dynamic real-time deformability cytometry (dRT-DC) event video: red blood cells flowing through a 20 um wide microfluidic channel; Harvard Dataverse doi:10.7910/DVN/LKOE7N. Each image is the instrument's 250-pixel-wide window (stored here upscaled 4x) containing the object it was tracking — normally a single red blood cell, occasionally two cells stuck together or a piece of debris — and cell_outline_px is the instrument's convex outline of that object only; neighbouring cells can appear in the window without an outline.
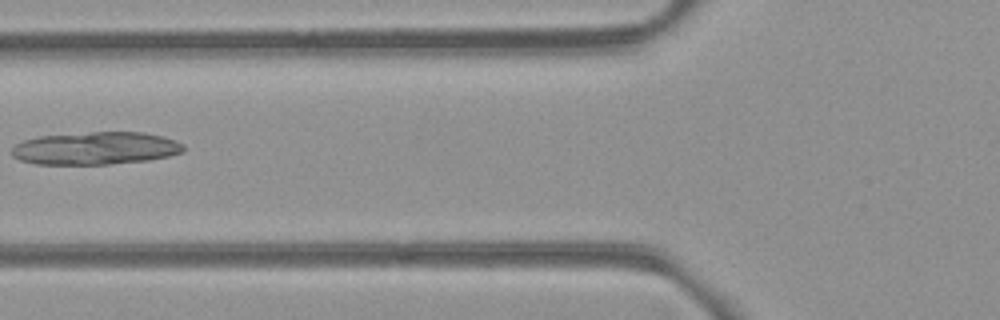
{"species": "common noctule bat (a hibernating species)", "species_latin": "Nyctalus noctula", "temperature_condition": "room temperature", "stored_images_in_passage": 6, "camera_frame_rate_fps": 3000, "um_per_image_px": 0.085, "animal": {"sex": "female", "body_mass_g": 21.9}, "frame": {"image": 1, "passage_image": 6, "time_ms": 6.667, "image_size_px": [1000, 320], "cell_outline_px": [[184, 152], [168, 156], [148, 160], [108, 164], [36, 164], [20, 160], [12, 156], [12, 148], [16, 144], [24, 140], [40, 136], [92, 132], [144, 132], [164, 136], [176, 140], [184, 144]], "centroid_in_image_um": [8.16, 12.6], "position_along_channel_um": 117.6, "area_um2": 32.77}}